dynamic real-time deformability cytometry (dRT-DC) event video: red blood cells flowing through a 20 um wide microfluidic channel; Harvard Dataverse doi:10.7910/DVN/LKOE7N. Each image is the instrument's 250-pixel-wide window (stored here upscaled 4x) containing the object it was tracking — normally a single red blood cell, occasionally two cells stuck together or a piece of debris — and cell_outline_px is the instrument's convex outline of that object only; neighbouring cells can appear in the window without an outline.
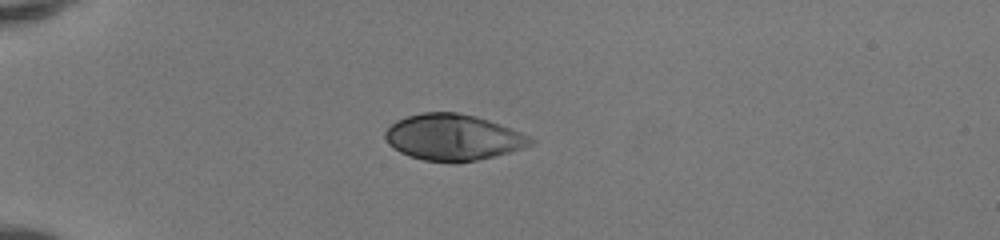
{"species": "human", "species_latin": "Homo sapiens", "temperature_condition": "room temperature", "stored_images_in_passage": 37, "camera_frame_rate_fps": 3000, "um_per_image_px": 0.085, "donor": {"sex": "female"}, "frame": {"image": 1, "passage_image": 1, "time_ms": 0.0, "image_size_px": [1000, 240], "cell_outline_px": [[536, 140], [532, 144], [508, 152], [476, 160], [424, 160], [400, 152], [388, 144], [384, 136], [384, 132], [396, 120], [408, 116], [424, 112], [456, 112], [476, 116], [500, 124], [520, 132]], "centroid_in_image_um": [38.48, 11.64], "position_along_channel_um": 46.5, "area_um2": 38.15}}
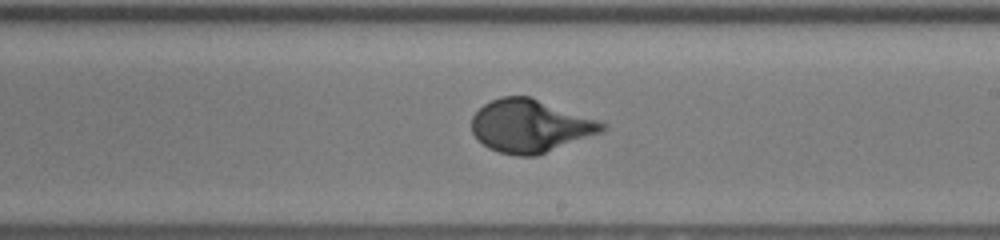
{"frame": {"image": 2, "passage_image": 18, "time_ms": 5.667, "image_size_px": [1000, 240], "cell_outline_px": [[608, 128], [604, 132], [536, 156], [516, 156], [500, 152], [488, 148], [472, 132], [472, 116], [484, 104], [500, 96], [528, 96], [608, 124]], "centroid_in_image_um": [45.09, 10.72], "position_along_channel_um": 243.9, "area_um2": 39.94}}
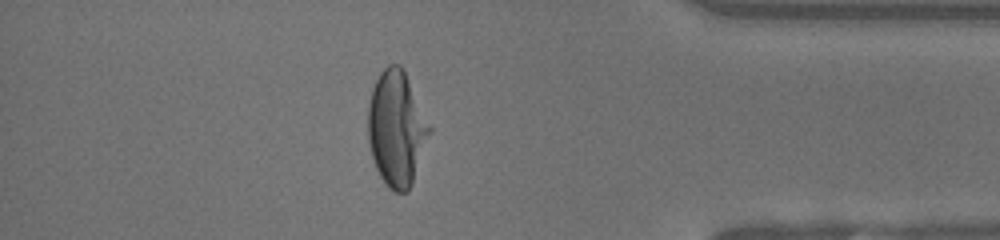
{"frame": {"image": 3, "passage_image": 31, "time_ms": 10.0, "image_size_px": [1000, 240], "cell_outline_px": [[432, 132], [412, 184], [408, 192], [396, 192], [388, 188], [384, 184], [376, 168], [372, 156], [368, 140], [368, 104], [372, 88], [380, 72], [388, 64], [400, 64], [404, 68], [432, 128]], "centroid_in_image_um": [33.72, 10.92], "position_along_channel_um": 401.5, "area_um2": 41.79}, "authors_computed_cell_mechanics": {"area_um2": 39.9398, "velocity_mm_per_s": 4.1432, "shape_relaxation_time_tau1_ms": 3.7461, "shape_relaxation_time_tau2_ms": null, "deformation_change_tau1": 0.2304, "deformation_change_tau2": null}}